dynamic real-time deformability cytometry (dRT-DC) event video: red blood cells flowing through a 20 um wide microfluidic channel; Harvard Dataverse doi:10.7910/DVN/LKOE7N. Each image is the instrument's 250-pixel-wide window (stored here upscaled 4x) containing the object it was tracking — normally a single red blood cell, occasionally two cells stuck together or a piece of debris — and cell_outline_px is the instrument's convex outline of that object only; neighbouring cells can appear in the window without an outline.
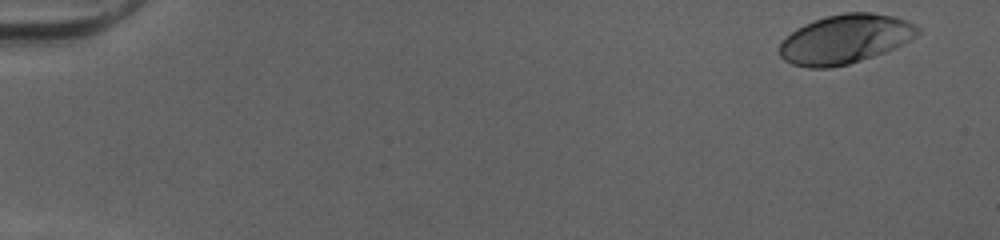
{"species": "human", "species_latin": "Homo sapiens", "temperature_condition": "cold", "stored_images_in_passage": 50, "camera_frame_rate_fps": 3000, "um_per_image_px": 0.085, "donor": {"sex": "female"}, "frame": {"image": 1, "passage_image": 1, "time_ms": 0.0, "image_size_px": [1000, 240], "cell_outline_px": [[920, 32], [916, 36], [904, 44], [884, 52], [848, 64], [832, 68], [808, 68], [792, 64], [784, 60], [780, 56], [780, 44], [796, 28], [804, 24], [824, 16], [844, 12], [872, 12], [892, 16], [908, 20], [916, 24], [920, 28]], "centroid_in_image_um": [71.86, 3.31], "position_along_channel_um": 13.1, "area_um2": 39.65}}
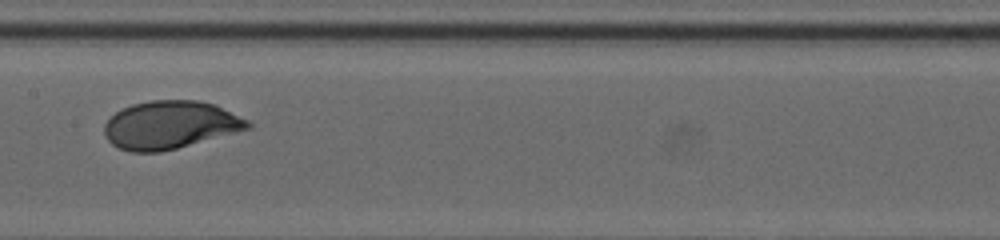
{"frame": {"image": 2, "passage_image": 26, "time_ms": 8.333, "image_size_px": [1000, 240], "cell_outline_px": [[252, 128], [176, 148], [160, 152], [132, 152], [120, 148], [112, 144], [104, 136], [104, 124], [116, 112], [132, 104], [152, 100], [196, 100], [216, 104], [248, 120], [252, 124]], "centroid_in_image_um": [14.47, 10.61], "position_along_channel_um": 192.9, "area_um2": 40.0}}
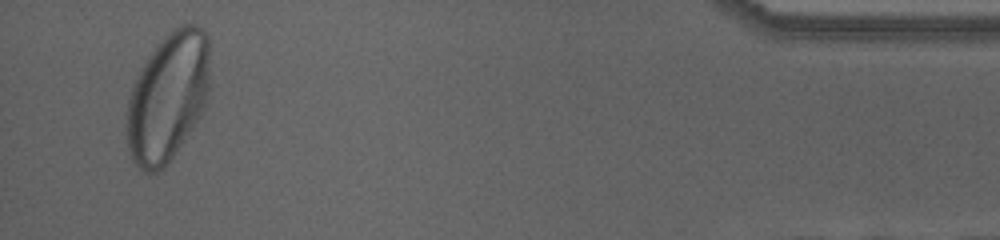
{"frame": {"image": 3, "passage_image": 48, "time_ms": 15.667, "image_size_px": [1000, 240], "cell_outline_px": [[208, 88], [204, 108], [192, 128], [172, 156], [156, 172], [144, 172], [132, 160], [128, 148], [128, 100], [132, 84], [144, 60], [164, 36], [172, 28], [184, 24], [196, 24], [208, 36]], "centroid_in_image_um": [14.26, 8.19], "position_along_channel_um": 420.9, "area_um2": 61.67}, "authors_computed_cell_mechanics": {"area_um2": 39.882, "velocity_mm_per_s": 4.0194, "shape_relaxation_time_tau1_ms": 3.169, "shape_relaxation_time_tau2_ms": null, "deformation_change_tau1": 0.1816, "deformation_change_tau2": null}}